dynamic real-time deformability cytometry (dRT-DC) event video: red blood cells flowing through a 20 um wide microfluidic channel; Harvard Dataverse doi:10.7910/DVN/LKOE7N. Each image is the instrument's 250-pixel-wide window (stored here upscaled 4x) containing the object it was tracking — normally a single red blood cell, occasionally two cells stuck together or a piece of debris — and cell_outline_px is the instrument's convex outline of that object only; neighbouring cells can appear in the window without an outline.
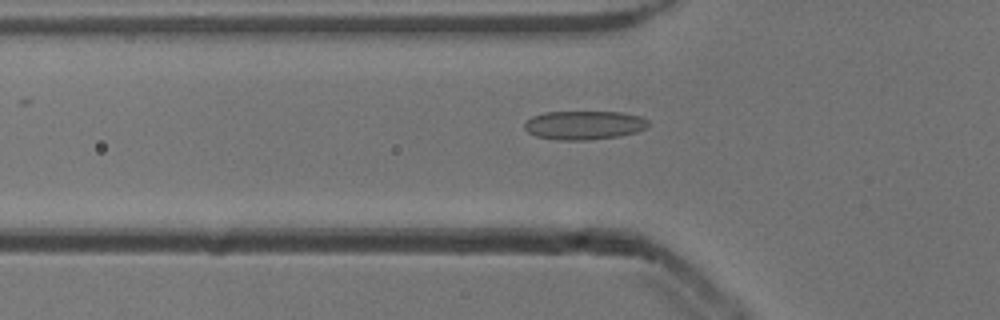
{"species": "common noctule bat (a hibernating species)", "species_latin": "Nyctalus noctula", "temperature_condition": "cold", "stored_images_in_passage": 44, "camera_frame_rate_fps": 3000, "um_per_image_px": 0.085, "animal": {"sex": "male", "body_mass_g": 13.3}, "frame": {"image": 1, "passage_image": 9, "time_ms": 2.667, "image_size_px": [1000, 320], "cell_outline_px": [[648, 128], [636, 132], [620, 136], [584, 140], [560, 140], [536, 136], [528, 132], [524, 128], [524, 124], [532, 116], [544, 112], [624, 112], [640, 116], [648, 120]], "centroid_in_image_um": [49.67, 10.63], "position_along_channel_um": 76.1, "area_um2": 20.81}}
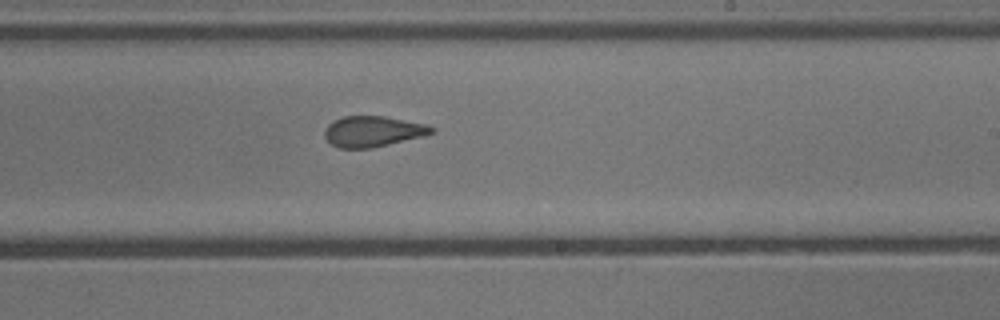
{"frame": {"image": 2, "passage_image": 23, "time_ms": 7.333, "image_size_px": [1000, 320], "cell_outline_px": [[436, 132], [424, 136], [372, 148], [340, 148], [332, 144], [324, 136], [324, 132], [328, 124], [344, 116], [384, 116], [428, 124], [436, 128]], "centroid_in_image_um": [31.75, 11.17], "position_along_channel_um": 257.2, "area_um2": 19.19}}
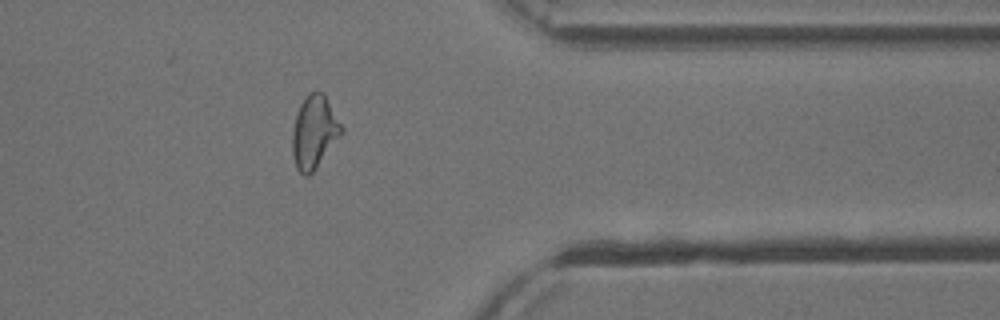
{"frame": {"image": 3, "passage_image": 34, "time_ms": 11.0, "image_size_px": [1000, 320], "cell_outline_px": [[344, 132], [312, 172], [308, 176], [304, 176], [296, 168], [292, 156], [292, 128], [300, 104], [304, 96], [308, 92], [316, 88], [324, 92], [344, 128]], "centroid_in_image_um": [26.71, 11.16], "position_along_channel_um": 384.7, "area_um2": 21.27}, "authors_computed_cell_mechanics": {"area_um2": 20.4612, "velocity_mm_per_s": 3.8679, "shape_relaxation_time_tau1_ms": 11.1352, "shape_relaxation_time_tau2_ms": 1.5891, "deformation_change_tau1": 0.2039, "deformation_change_tau2": 0.0842}}